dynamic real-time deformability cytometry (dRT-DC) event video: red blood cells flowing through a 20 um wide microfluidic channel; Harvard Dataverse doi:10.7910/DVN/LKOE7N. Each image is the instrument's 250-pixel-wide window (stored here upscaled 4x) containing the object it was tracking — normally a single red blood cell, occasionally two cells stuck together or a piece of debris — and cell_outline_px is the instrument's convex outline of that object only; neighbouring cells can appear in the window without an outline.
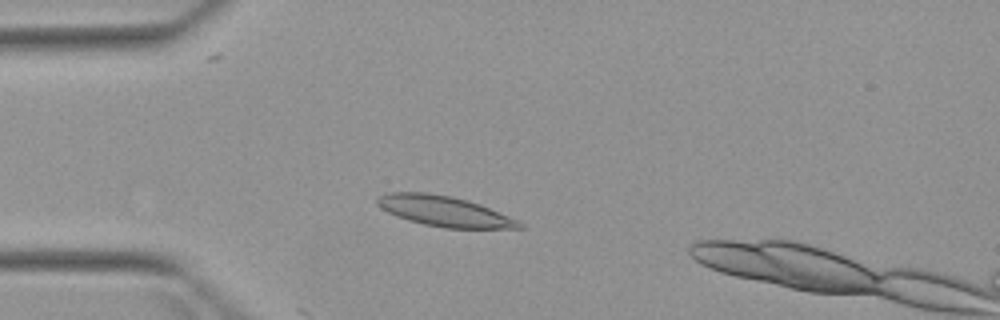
{"species": "Egyptian fruit bat (a non-hibernating species)", "species_latin": "Rousettus aegyptiacus", "temperature_condition": "warm", "stored_images_in_passage": 2, "camera_frame_rate_fps": 3000, "um_per_image_px": 0.085, "animal": {"sex": "female"}, "frame": {"image": 1, "passage_image": 2, "time_ms": 1.667, "image_size_px": [1000, 320], "cell_outline_px": [[524, 228], [444, 228], [424, 224], [408, 220], [396, 216], [380, 208], [376, 204], [376, 196], [388, 192], [424, 192], [452, 196], [468, 200], [480, 204], [520, 220], [524, 224]], "centroid_in_image_um": [37.76, 17.94], "position_along_channel_um": 47.2, "area_um2": 25.37}}